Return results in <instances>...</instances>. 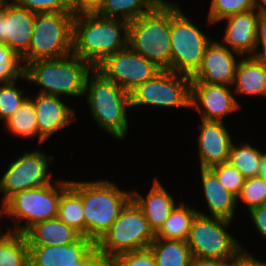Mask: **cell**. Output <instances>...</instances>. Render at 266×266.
I'll return each mask as SVG.
<instances>
[{
  "label": "cell",
  "mask_w": 266,
  "mask_h": 266,
  "mask_svg": "<svg viewBox=\"0 0 266 266\" xmlns=\"http://www.w3.org/2000/svg\"><path fill=\"white\" fill-rule=\"evenodd\" d=\"M129 22L98 14L76 15L73 19L72 53L93 68L106 57L128 46Z\"/></svg>",
  "instance_id": "1"
},
{
  "label": "cell",
  "mask_w": 266,
  "mask_h": 266,
  "mask_svg": "<svg viewBox=\"0 0 266 266\" xmlns=\"http://www.w3.org/2000/svg\"><path fill=\"white\" fill-rule=\"evenodd\" d=\"M240 54L232 51L216 40L207 46L202 63L191 76L192 82L233 86L238 60L234 56Z\"/></svg>",
  "instance_id": "15"
},
{
  "label": "cell",
  "mask_w": 266,
  "mask_h": 266,
  "mask_svg": "<svg viewBox=\"0 0 266 266\" xmlns=\"http://www.w3.org/2000/svg\"><path fill=\"white\" fill-rule=\"evenodd\" d=\"M191 82L188 75L161 70L130 92L131 108L149 105L190 109Z\"/></svg>",
  "instance_id": "11"
},
{
  "label": "cell",
  "mask_w": 266,
  "mask_h": 266,
  "mask_svg": "<svg viewBox=\"0 0 266 266\" xmlns=\"http://www.w3.org/2000/svg\"><path fill=\"white\" fill-rule=\"evenodd\" d=\"M5 124L12 135L22 138L38 136L39 141L36 112L31 98L28 97Z\"/></svg>",
  "instance_id": "31"
},
{
  "label": "cell",
  "mask_w": 266,
  "mask_h": 266,
  "mask_svg": "<svg viewBox=\"0 0 266 266\" xmlns=\"http://www.w3.org/2000/svg\"><path fill=\"white\" fill-rule=\"evenodd\" d=\"M229 87L191 82L190 109L201 113L202 120L223 121L225 116L241 108Z\"/></svg>",
  "instance_id": "14"
},
{
  "label": "cell",
  "mask_w": 266,
  "mask_h": 266,
  "mask_svg": "<svg viewBox=\"0 0 266 266\" xmlns=\"http://www.w3.org/2000/svg\"><path fill=\"white\" fill-rule=\"evenodd\" d=\"M61 97L36 94L31 99L34 104L39 131V144L45 142L51 135L69 126L75 118V111L66 105Z\"/></svg>",
  "instance_id": "17"
},
{
  "label": "cell",
  "mask_w": 266,
  "mask_h": 266,
  "mask_svg": "<svg viewBox=\"0 0 266 266\" xmlns=\"http://www.w3.org/2000/svg\"><path fill=\"white\" fill-rule=\"evenodd\" d=\"M162 0H103L96 13L106 18H118L128 22L149 13Z\"/></svg>",
  "instance_id": "27"
},
{
  "label": "cell",
  "mask_w": 266,
  "mask_h": 266,
  "mask_svg": "<svg viewBox=\"0 0 266 266\" xmlns=\"http://www.w3.org/2000/svg\"><path fill=\"white\" fill-rule=\"evenodd\" d=\"M171 71L192 76L213 39L200 31L177 3L170 2Z\"/></svg>",
  "instance_id": "8"
},
{
  "label": "cell",
  "mask_w": 266,
  "mask_h": 266,
  "mask_svg": "<svg viewBox=\"0 0 266 266\" xmlns=\"http://www.w3.org/2000/svg\"><path fill=\"white\" fill-rule=\"evenodd\" d=\"M34 13L71 12L69 0H13Z\"/></svg>",
  "instance_id": "38"
},
{
  "label": "cell",
  "mask_w": 266,
  "mask_h": 266,
  "mask_svg": "<svg viewBox=\"0 0 266 266\" xmlns=\"http://www.w3.org/2000/svg\"><path fill=\"white\" fill-rule=\"evenodd\" d=\"M93 69L87 61L71 53L24 64L22 79L39 84L40 94L80 97L85 94L86 79Z\"/></svg>",
  "instance_id": "3"
},
{
  "label": "cell",
  "mask_w": 266,
  "mask_h": 266,
  "mask_svg": "<svg viewBox=\"0 0 266 266\" xmlns=\"http://www.w3.org/2000/svg\"><path fill=\"white\" fill-rule=\"evenodd\" d=\"M71 12L74 16L95 14L99 11L103 0H69Z\"/></svg>",
  "instance_id": "39"
},
{
  "label": "cell",
  "mask_w": 266,
  "mask_h": 266,
  "mask_svg": "<svg viewBox=\"0 0 266 266\" xmlns=\"http://www.w3.org/2000/svg\"><path fill=\"white\" fill-rule=\"evenodd\" d=\"M29 264V246L25 234L11 231L0 234V266Z\"/></svg>",
  "instance_id": "28"
},
{
  "label": "cell",
  "mask_w": 266,
  "mask_h": 266,
  "mask_svg": "<svg viewBox=\"0 0 266 266\" xmlns=\"http://www.w3.org/2000/svg\"><path fill=\"white\" fill-rule=\"evenodd\" d=\"M204 197L211 217L232 221L238 198L220 184L209 168H200Z\"/></svg>",
  "instance_id": "22"
},
{
  "label": "cell",
  "mask_w": 266,
  "mask_h": 266,
  "mask_svg": "<svg viewBox=\"0 0 266 266\" xmlns=\"http://www.w3.org/2000/svg\"><path fill=\"white\" fill-rule=\"evenodd\" d=\"M54 156L41 150L27 151L12 161L0 179V192L4 194L2 205L15 193L40 188L52 182L48 167Z\"/></svg>",
  "instance_id": "12"
},
{
  "label": "cell",
  "mask_w": 266,
  "mask_h": 266,
  "mask_svg": "<svg viewBox=\"0 0 266 266\" xmlns=\"http://www.w3.org/2000/svg\"><path fill=\"white\" fill-rule=\"evenodd\" d=\"M7 1L8 0H0V12L3 10V7Z\"/></svg>",
  "instance_id": "48"
},
{
  "label": "cell",
  "mask_w": 266,
  "mask_h": 266,
  "mask_svg": "<svg viewBox=\"0 0 266 266\" xmlns=\"http://www.w3.org/2000/svg\"><path fill=\"white\" fill-rule=\"evenodd\" d=\"M258 176L261 177L262 179H264L266 182V152H263Z\"/></svg>",
  "instance_id": "46"
},
{
  "label": "cell",
  "mask_w": 266,
  "mask_h": 266,
  "mask_svg": "<svg viewBox=\"0 0 266 266\" xmlns=\"http://www.w3.org/2000/svg\"><path fill=\"white\" fill-rule=\"evenodd\" d=\"M16 81L0 85V120L6 122L28 98L24 91L16 86Z\"/></svg>",
  "instance_id": "33"
},
{
  "label": "cell",
  "mask_w": 266,
  "mask_h": 266,
  "mask_svg": "<svg viewBox=\"0 0 266 266\" xmlns=\"http://www.w3.org/2000/svg\"><path fill=\"white\" fill-rule=\"evenodd\" d=\"M149 249L153 253L156 266H190L193 258L184 240L155 238Z\"/></svg>",
  "instance_id": "25"
},
{
  "label": "cell",
  "mask_w": 266,
  "mask_h": 266,
  "mask_svg": "<svg viewBox=\"0 0 266 266\" xmlns=\"http://www.w3.org/2000/svg\"><path fill=\"white\" fill-rule=\"evenodd\" d=\"M131 199L143 211L154 234L160 230L176 206L173 196L163 187L157 177L154 178L153 185L146 197L137 191H132Z\"/></svg>",
  "instance_id": "21"
},
{
  "label": "cell",
  "mask_w": 266,
  "mask_h": 266,
  "mask_svg": "<svg viewBox=\"0 0 266 266\" xmlns=\"http://www.w3.org/2000/svg\"><path fill=\"white\" fill-rule=\"evenodd\" d=\"M69 185L70 181L59 180L56 185L50 183L15 193L4 203V213L12 217L16 227L7 231L24 234L34 224L56 218L61 194Z\"/></svg>",
  "instance_id": "7"
},
{
  "label": "cell",
  "mask_w": 266,
  "mask_h": 266,
  "mask_svg": "<svg viewBox=\"0 0 266 266\" xmlns=\"http://www.w3.org/2000/svg\"><path fill=\"white\" fill-rule=\"evenodd\" d=\"M260 235L266 239V204L257 206L248 211Z\"/></svg>",
  "instance_id": "40"
},
{
  "label": "cell",
  "mask_w": 266,
  "mask_h": 266,
  "mask_svg": "<svg viewBox=\"0 0 266 266\" xmlns=\"http://www.w3.org/2000/svg\"><path fill=\"white\" fill-rule=\"evenodd\" d=\"M24 234L28 245L45 246L71 244L82 237L57 217L34 224Z\"/></svg>",
  "instance_id": "24"
},
{
  "label": "cell",
  "mask_w": 266,
  "mask_h": 266,
  "mask_svg": "<svg viewBox=\"0 0 266 266\" xmlns=\"http://www.w3.org/2000/svg\"><path fill=\"white\" fill-rule=\"evenodd\" d=\"M255 10L259 15L266 16V0H256Z\"/></svg>",
  "instance_id": "47"
},
{
  "label": "cell",
  "mask_w": 266,
  "mask_h": 266,
  "mask_svg": "<svg viewBox=\"0 0 266 266\" xmlns=\"http://www.w3.org/2000/svg\"><path fill=\"white\" fill-rule=\"evenodd\" d=\"M1 207H2V208H0V218H1V217L3 218V217L5 216V215H4V214H5V213H4V205H2ZM1 233H2V232H0V234H1Z\"/></svg>",
  "instance_id": "49"
},
{
  "label": "cell",
  "mask_w": 266,
  "mask_h": 266,
  "mask_svg": "<svg viewBox=\"0 0 266 266\" xmlns=\"http://www.w3.org/2000/svg\"><path fill=\"white\" fill-rule=\"evenodd\" d=\"M242 145L231 144L228 163L236 167L244 178L258 176L263 152L245 142Z\"/></svg>",
  "instance_id": "30"
},
{
  "label": "cell",
  "mask_w": 266,
  "mask_h": 266,
  "mask_svg": "<svg viewBox=\"0 0 266 266\" xmlns=\"http://www.w3.org/2000/svg\"><path fill=\"white\" fill-rule=\"evenodd\" d=\"M200 168H211L228 161L232 139L223 121H206L198 125Z\"/></svg>",
  "instance_id": "18"
},
{
  "label": "cell",
  "mask_w": 266,
  "mask_h": 266,
  "mask_svg": "<svg viewBox=\"0 0 266 266\" xmlns=\"http://www.w3.org/2000/svg\"><path fill=\"white\" fill-rule=\"evenodd\" d=\"M108 266H156L149 248L118 254L108 261Z\"/></svg>",
  "instance_id": "37"
},
{
  "label": "cell",
  "mask_w": 266,
  "mask_h": 266,
  "mask_svg": "<svg viewBox=\"0 0 266 266\" xmlns=\"http://www.w3.org/2000/svg\"><path fill=\"white\" fill-rule=\"evenodd\" d=\"M94 245L85 236L66 245H28L29 262L32 266H74Z\"/></svg>",
  "instance_id": "20"
},
{
  "label": "cell",
  "mask_w": 266,
  "mask_h": 266,
  "mask_svg": "<svg viewBox=\"0 0 266 266\" xmlns=\"http://www.w3.org/2000/svg\"><path fill=\"white\" fill-rule=\"evenodd\" d=\"M233 85L235 94L266 96V60L245 56L237 64Z\"/></svg>",
  "instance_id": "23"
},
{
  "label": "cell",
  "mask_w": 266,
  "mask_h": 266,
  "mask_svg": "<svg viewBox=\"0 0 266 266\" xmlns=\"http://www.w3.org/2000/svg\"><path fill=\"white\" fill-rule=\"evenodd\" d=\"M232 266H266V262L258 260L247 251H243L233 260Z\"/></svg>",
  "instance_id": "43"
},
{
  "label": "cell",
  "mask_w": 266,
  "mask_h": 266,
  "mask_svg": "<svg viewBox=\"0 0 266 266\" xmlns=\"http://www.w3.org/2000/svg\"><path fill=\"white\" fill-rule=\"evenodd\" d=\"M197 214L198 210L180 201L179 205L175 206L163 226L155 234V238L186 241L192 222Z\"/></svg>",
  "instance_id": "26"
},
{
  "label": "cell",
  "mask_w": 266,
  "mask_h": 266,
  "mask_svg": "<svg viewBox=\"0 0 266 266\" xmlns=\"http://www.w3.org/2000/svg\"><path fill=\"white\" fill-rule=\"evenodd\" d=\"M35 14L17 5L13 0L6 2L5 35L6 45L21 58L29 63V46L34 29Z\"/></svg>",
  "instance_id": "16"
},
{
  "label": "cell",
  "mask_w": 266,
  "mask_h": 266,
  "mask_svg": "<svg viewBox=\"0 0 266 266\" xmlns=\"http://www.w3.org/2000/svg\"><path fill=\"white\" fill-rule=\"evenodd\" d=\"M18 57L5 43H0V84L22 79L23 68Z\"/></svg>",
  "instance_id": "34"
},
{
  "label": "cell",
  "mask_w": 266,
  "mask_h": 266,
  "mask_svg": "<svg viewBox=\"0 0 266 266\" xmlns=\"http://www.w3.org/2000/svg\"><path fill=\"white\" fill-rule=\"evenodd\" d=\"M57 218L85 236L82 197L71 185L61 194Z\"/></svg>",
  "instance_id": "29"
},
{
  "label": "cell",
  "mask_w": 266,
  "mask_h": 266,
  "mask_svg": "<svg viewBox=\"0 0 266 266\" xmlns=\"http://www.w3.org/2000/svg\"><path fill=\"white\" fill-rule=\"evenodd\" d=\"M154 240L143 211L131 199L95 245L108 262L118 254L147 249Z\"/></svg>",
  "instance_id": "6"
},
{
  "label": "cell",
  "mask_w": 266,
  "mask_h": 266,
  "mask_svg": "<svg viewBox=\"0 0 266 266\" xmlns=\"http://www.w3.org/2000/svg\"><path fill=\"white\" fill-rule=\"evenodd\" d=\"M258 16L253 9L221 20L228 23L221 44L240 57L256 56Z\"/></svg>",
  "instance_id": "19"
},
{
  "label": "cell",
  "mask_w": 266,
  "mask_h": 266,
  "mask_svg": "<svg viewBox=\"0 0 266 266\" xmlns=\"http://www.w3.org/2000/svg\"><path fill=\"white\" fill-rule=\"evenodd\" d=\"M5 20H6V3L3 7V10L0 12V43H6Z\"/></svg>",
  "instance_id": "45"
},
{
  "label": "cell",
  "mask_w": 266,
  "mask_h": 266,
  "mask_svg": "<svg viewBox=\"0 0 266 266\" xmlns=\"http://www.w3.org/2000/svg\"><path fill=\"white\" fill-rule=\"evenodd\" d=\"M233 260L192 258L190 266H232Z\"/></svg>",
  "instance_id": "44"
},
{
  "label": "cell",
  "mask_w": 266,
  "mask_h": 266,
  "mask_svg": "<svg viewBox=\"0 0 266 266\" xmlns=\"http://www.w3.org/2000/svg\"><path fill=\"white\" fill-rule=\"evenodd\" d=\"M209 169L217 176L220 184H222L226 190L236 197L239 196L246 178L242 176L236 167L226 162L214 165Z\"/></svg>",
  "instance_id": "36"
},
{
  "label": "cell",
  "mask_w": 266,
  "mask_h": 266,
  "mask_svg": "<svg viewBox=\"0 0 266 266\" xmlns=\"http://www.w3.org/2000/svg\"><path fill=\"white\" fill-rule=\"evenodd\" d=\"M91 73L86 79L84 95L92 117L113 138L124 140L129 128L127 109L131 108L130 93L106 79L95 68Z\"/></svg>",
  "instance_id": "4"
},
{
  "label": "cell",
  "mask_w": 266,
  "mask_h": 266,
  "mask_svg": "<svg viewBox=\"0 0 266 266\" xmlns=\"http://www.w3.org/2000/svg\"><path fill=\"white\" fill-rule=\"evenodd\" d=\"M262 50L258 51V47ZM256 57L266 60V16H258Z\"/></svg>",
  "instance_id": "42"
},
{
  "label": "cell",
  "mask_w": 266,
  "mask_h": 266,
  "mask_svg": "<svg viewBox=\"0 0 266 266\" xmlns=\"http://www.w3.org/2000/svg\"><path fill=\"white\" fill-rule=\"evenodd\" d=\"M256 0H211L208 12L209 25L221 20L255 9Z\"/></svg>",
  "instance_id": "32"
},
{
  "label": "cell",
  "mask_w": 266,
  "mask_h": 266,
  "mask_svg": "<svg viewBox=\"0 0 266 266\" xmlns=\"http://www.w3.org/2000/svg\"><path fill=\"white\" fill-rule=\"evenodd\" d=\"M74 266H108V262L98 252L94 245Z\"/></svg>",
  "instance_id": "41"
},
{
  "label": "cell",
  "mask_w": 266,
  "mask_h": 266,
  "mask_svg": "<svg viewBox=\"0 0 266 266\" xmlns=\"http://www.w3.org/2000/svg\"><path fill=\"white\" fill-rule=\"evenodd\" d=\"M95 69L128 93L162 70L129 46L106 57Z\"/></svg>",
  "instance_id": "13"
},
{
  "label": "cell",
  "mask_w": 266,
  "mask_h": 266,
  "mask_svg": "<svg viewBox=\"0 0 266 266\" xmlns=\"http://www.w3.org/2000/svg\"><path fill=\"white\" fill-rule=\"evenodd\" d=\"M128 46L162 70L171 71L170 2L162 0L129 22Z\"/></svg>",
  "instance_id": "5"
},
{
  "label": "cell",
  "mask_w": 266,
  "mask_h": 266,
  "mask_svg": "<svg viewBox=\"0 0 266 266\" xmlns=\"http://www.w3.org/2000/svg\"><path fill=\"white\" fill-rule=\"evenodd\" d=\"M247 205L248 211L254 207L266 204V182L259 176L246 178L237 197Z\"/></svg>",
  "instance_id": "35"
},
{
  "label": "cell",
  "mask_w": 266,
  "mask_h": 266,
  "mask_svg": "<svg viewBox=\"0 0 266 266\" xmlns=\"http://www.w3.org/2000/svg\"><path fill=\"white\" fill-rule=\"evenodd\" d=\"M81 195L85 218V237L96 243L131 200V192L122 191L109 180L70 181Z\"/></svg>",
  "instance_id": "2"
},
{
  "label": "cell",
  "mask_w": 266,
  "mask_h": 266,
  "mask_svg": "<svg viewBox=\"0 0 266 266\" xmlns=\"http://www.w3.org/2000/svg\"><path fill=\"white\" fill-rule=\"evenodd\" d=\"M73 19L72 12L36 13L29 62L71 54Z\"/></svg>",
  "instance_id": "10"
},
{
  "label": "cell",
  "mask_w": 266,
  "mask_h": 266,
  "mask_svg": "<svg viewBox=\"0 0 266 266\" xmlns=\"http://www.w3.org/2000/svg\"><path fill=\"white\" fill-rule=\"evenodd\" d=\"M232 221L199 212L194 218L186 243L193 258L234 260L244 250L226 230Z\"/></svg>",
  "instance_id": "9"
}]
</instances>
